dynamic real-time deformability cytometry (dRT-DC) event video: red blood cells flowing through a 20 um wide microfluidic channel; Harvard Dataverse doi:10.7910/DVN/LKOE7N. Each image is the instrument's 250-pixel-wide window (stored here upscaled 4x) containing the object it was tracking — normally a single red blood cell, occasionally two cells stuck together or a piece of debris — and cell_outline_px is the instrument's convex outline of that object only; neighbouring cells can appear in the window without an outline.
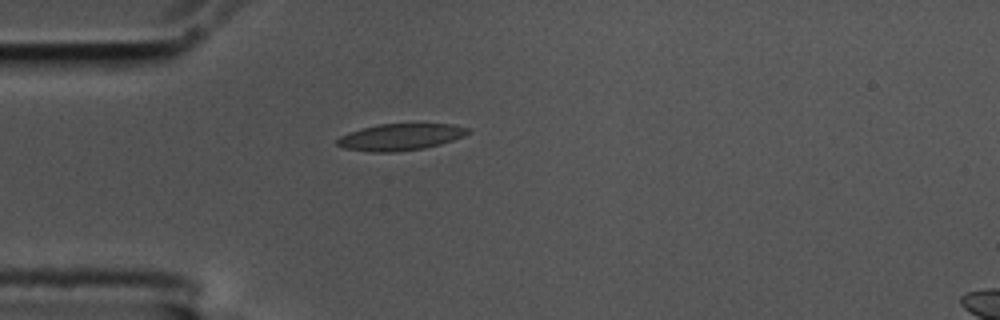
{"species": "common noctule bat (a hibernating species)", "species_latin": "Nyctalus noctula", "temperature_condition": "cold", "stored_images_in_passage": 38, "camera_frame_rate_fps": 3000, "um_per_image_px": 0.085, "animal": {"sex": "male", "body_mass_g": 17.5, "forearm_length_mm": 52.3}, "frame": {"image": 1, "passage_image": 1, "time_ms": 0.0, "image_size_px": [1000, 320], "cell_outline_px": [[468, 132], [464, 136], [440, 144], [424, 148], [396, 152], [372, 152], [344, 148], [336, 144], [336, 140], [340, 136], [348, 132], [360, 128], [380, 124], [452, 124], [468, 128]], "centroid_in_image_um": [33.98, 11.65], "position_along_channel_um": 51.0, "area_um2": 20.23}}
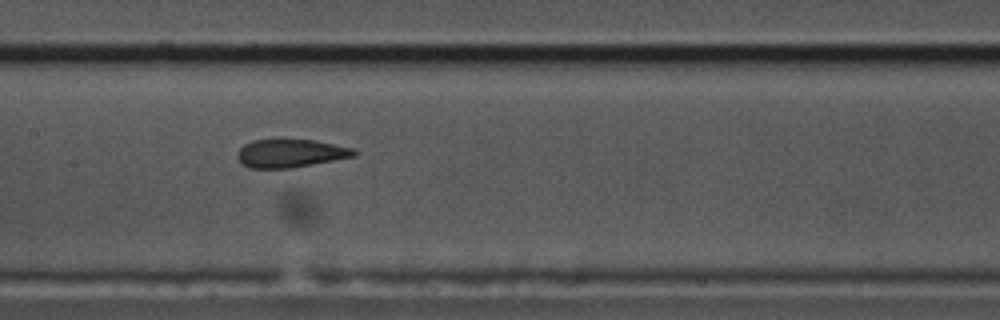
{"frame": {"image": 2, "passage_image": 13, "time_ms": 4.0, "image_size_px": [1000, 320], "cell_outline_px": [[360, 152], [356, 156], [292, 168], [248, 168], [236, 156], [236, 152], [244, 144], [252, 140], [280, 136], [316, 140], [352, 148]], "centroid_in_image_um": [24.68, 12.98], "position_along_channel_um": 182.7, "area_um2": 20.11}}
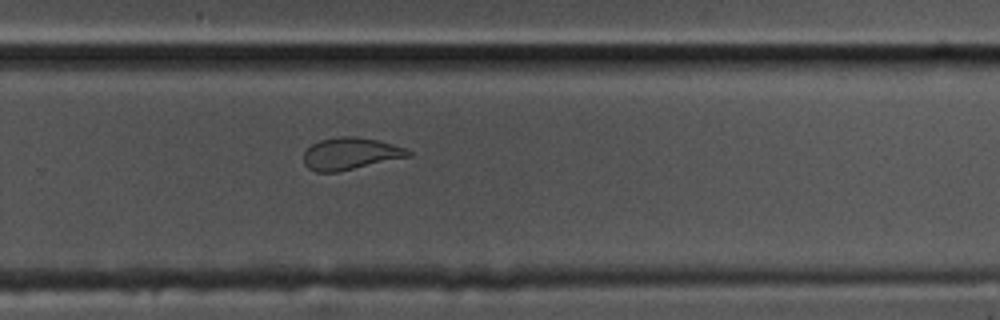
{"frame": {"image": 3, "passage_image": 23, "time_ms": 7.333, "image_size_px": [1000, 320], "cell_outline_px": [[412, 156], [340, 172], [316, 172], [308, 168], [304, 164], [304, 152], [312, 144], [320, 140], [340, 136], [352, 136], [376, 140], [408, 148], [412, 152]], "centroid_in_image_um": [29.81, 13.07], "position_along_channel_um": 300.0, "area_um2": 19.71}, "authors_computed_cell_mechanics": {"area_um2": 20.0566, "velocity_mm_per_s": 3.5268, "shape_relaxation_time_tau1_ms": null, "shape_relaxation_time_tau2_ms": 1.2085, "deformation_change_tau1": null, "deformation_change_tau2": 0.0807}}